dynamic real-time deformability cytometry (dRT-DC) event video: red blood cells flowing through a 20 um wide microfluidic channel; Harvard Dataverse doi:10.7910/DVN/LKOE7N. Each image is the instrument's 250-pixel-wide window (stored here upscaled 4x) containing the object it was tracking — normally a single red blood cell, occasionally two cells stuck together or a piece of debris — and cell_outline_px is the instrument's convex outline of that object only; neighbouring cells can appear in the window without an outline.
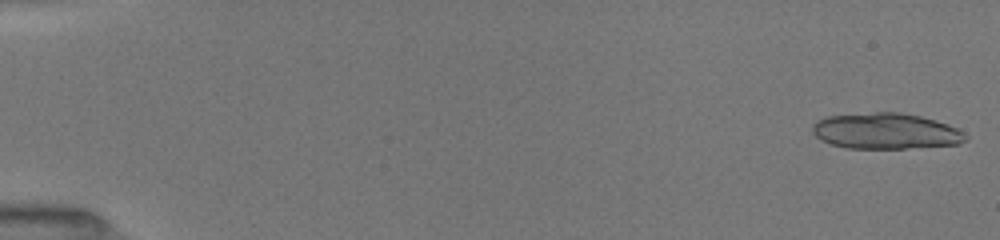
{"species": "common noctule bat (a hibernating species)", "species_latin": "Nyctalus noctula", "temperature_condition": "room temperature", "stored_images_in_passage": 35, "camera_frame_rate_fps": 3000, "um_per_image_px": 0.085, "animal": {"sex": "female", "body_mass_g": 19.5, "forearm_length_mm": 54.1}, "frame": {"image": 1, "passage_image": 1, "time_ms": 0.0, "image_size_px": [1000, 240], "cell_outline_px": [[968, 140], [960, 144], [904, 148], [844, 148], [820, 140], [812, 132], [812, 124], [816, 120], [824, 116], [876, 112], [900, 112], [920, 116], [936, 120], [948, 124], [956, 128], [968, 136]], "centroid_in_image_um": [75.27, 11.14], "position_along_channel_um": 9.7, "area_um2": 32.25}}
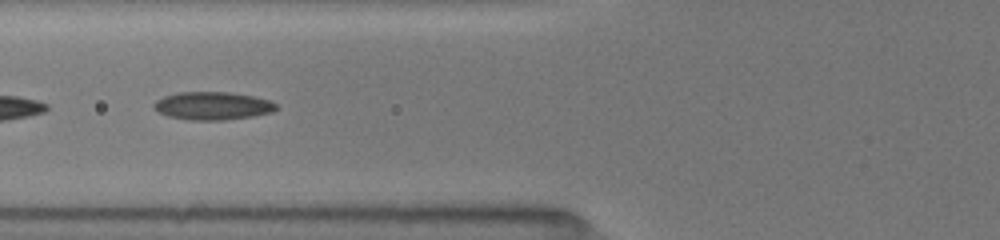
{"frame": {"image": 2, "passage_image": 21, "time_ms": 6.667, "image_size_px": [1000, 240], "cell_outline_px": [[280, 108], [272, 112], [252, 116], [224, 120], [188, 120], [168, 116], [152, 108], [152, 104], [156, 100], [164, 96], [176, 92], [228, 92], [252, 96], [268, 100], [276, 104]], "centroid_in_image_um": [18.04, 8.99], "position_along_channel_um": 107.8, "area_um2": 20.0}}
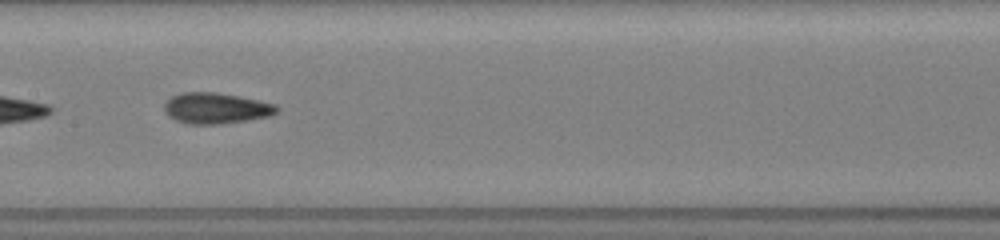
{"frame": {"image": 3, "passage_image": 27, "time_ms": 8.667, "image_size_px": [1000, 240], "cell_outline_px": [[280, 108], [276, 112], [268, 116], [248, 120], [220, 124], [188, 124], [176, 120], [168, 116], [164, 112], [164, 104], [172, 96], [180, 92], [216, 92], [276, 104]], "centroid_in_image_um": [18.32, 9.2], "position_along_channel_um": 189.1, "area_um2": 20.17}}